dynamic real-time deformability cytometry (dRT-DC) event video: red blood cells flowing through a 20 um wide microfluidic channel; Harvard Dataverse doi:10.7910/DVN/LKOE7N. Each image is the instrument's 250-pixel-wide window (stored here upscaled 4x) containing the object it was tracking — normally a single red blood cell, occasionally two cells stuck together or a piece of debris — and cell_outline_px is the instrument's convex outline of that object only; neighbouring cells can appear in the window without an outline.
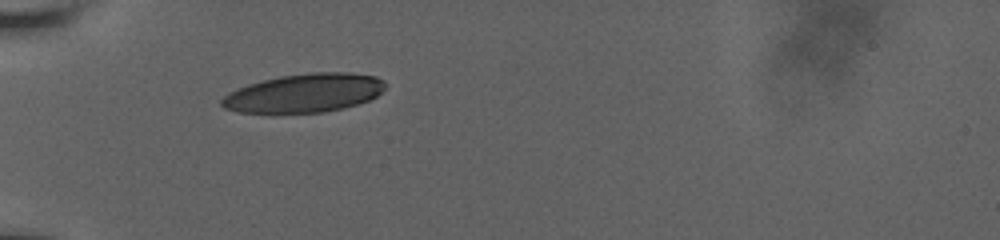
{"species": "human", "species_latin": "Homo sapiens", "temperature_condition": "room temperature", "stored_images_in_passage": 30, "camera_frame_rate_fps": 3000, "um_per_image_px": 0.085, "donor": {"sex": "male"}, "frame": {"image": 1, "passage_image": 1, "time_ms": 0.0, "image_size_px": [1000, 240], "cell_outline_px": [[384, 88], [376, 96], [368, 100], [344, 108], [324, 112], [240, 112], [224, 108], [220, 104], [220, 100], [228, 92], [248, 84], [280, 76], [308, 72], [348, 72], [376, 76], [384, 80]], "centroid_in_image_um": [25.86, 7.89], "position_along_channel_um": 59.1, "area_um2": 36.65}}
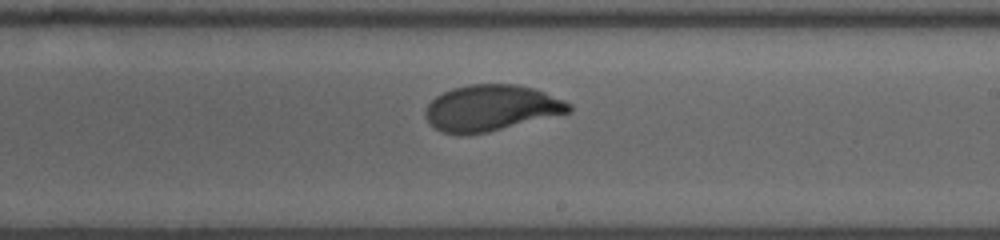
{"frame": {"image": 2, "passage_image": 17, "time_ms": 5.333, "image_size_px": [1000, 240], "cell_outline_px": [[572, 112], [488, 132], [468, 136], [456, 136], [444, 132], [436, 128], [424, 116], [424, 112], [428, 104], [436, 96], [452, 88], [468, 84], [516, 84], [532, 88], [544, 92], [564, 100], [572, 104]], "centroid_in_image_um": [41.74, 9.19], "position_along_channel_um": 247.3, "area_um2": 38.78}}
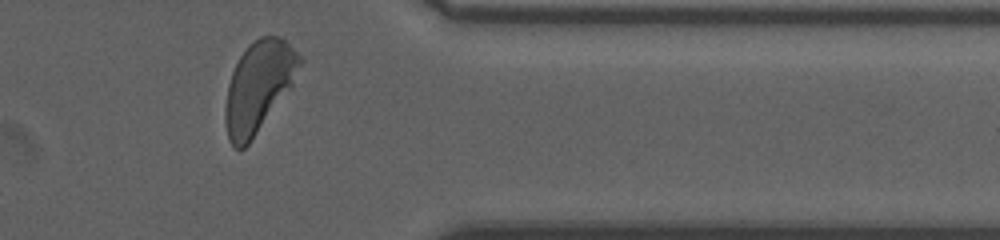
{"frame": {"image": 3, "passage_image": 29, "time_ms": 9.333, "image_size_px": [1000, 240], "cell_outline_px": [[304, 60], [292, 88], [248, 144], [244, 148], [236, 148], [228, 140], [224, 120], [224, 108], [228, 84], [232, 72], [240, 56], [248, 44], [260, 36], [280, 36], [304, 56]], "centroid_in_image_um": [22.01, 7.34], "position_along_channel_um": 389.4, "area_um2": 39.88}, "authors_computed_cell_mechanics": {"area_um2": 38.6682, "velocity_mm_per_s": 3.7833, "shape_relaxation_time_tau1_ms": 4.1173, "shape_relaxation_time_tau2_ms": null, "deformation_change_tau1": 0.1832, "deformation_change_tau2": null}}